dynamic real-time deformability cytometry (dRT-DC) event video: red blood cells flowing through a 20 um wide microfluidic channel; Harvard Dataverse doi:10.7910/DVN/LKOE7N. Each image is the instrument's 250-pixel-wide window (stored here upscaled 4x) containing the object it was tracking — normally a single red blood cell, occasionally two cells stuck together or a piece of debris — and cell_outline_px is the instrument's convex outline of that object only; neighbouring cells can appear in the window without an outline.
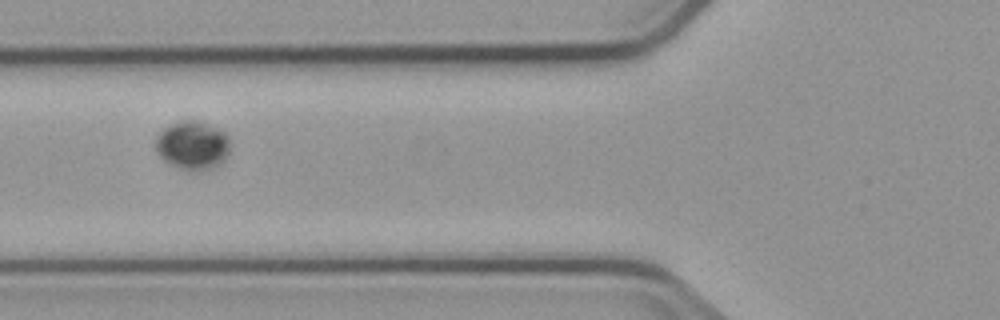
{"species": "common noctule bat (a hibernating species)", "species_latin": "Nyctalus noctula", "temperature_condition": "cold", "stored_images_in_passage": 8, "camera_frame_rate_fps": 3000, "um_per_image_px": 0.085, "animal": {"sex": "male", "body_mass_g": 23.1, "forearm_length_mm": 52.7}, "frame": {"image": 1, "passage_image": 3, "time_ms": 2.333, "image_size_px": [1000, 320], "cell_outline_px": [[228, 152], [224, 160], [220, 164], [212, 168], [200, 172], [188, 172], [176, 168], [164, 160], [156, 152], [156, 136], [164, 128], [172, 124], [184, 120], [196, 120], [216, 128], [224, 132], [228, 136]], "centroid_in_image_um": [16.34, 12.4], "position_along_channel_um": 109.5, "area_um2": 21.21}}
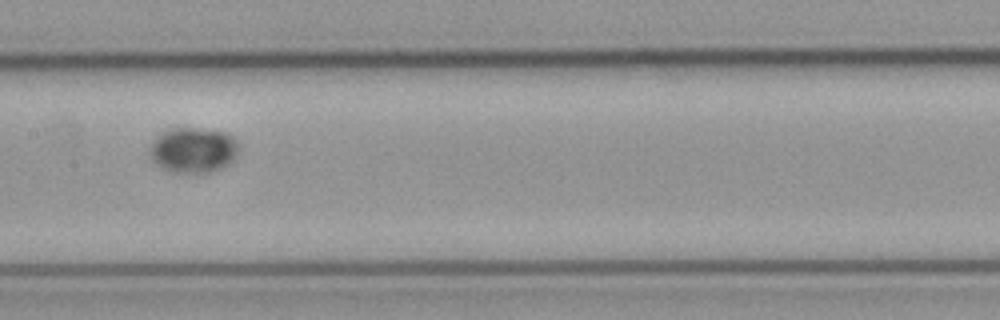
{"frame": {"image": 2, "passage_image": 5, "time_ms": 4.667, "image_size_px": [1000, 320], "cell_outline_px": [[236, 156], [228, 164], [220, 168], [208, 172], [172, 172], [156, 164], [152, 160], [148, 152], [148, 148], [164, 132], [176, 128], [192, 128], [224, 132], [232, 136], [236, 140]], "centroid_in_image_um": [16.41, 12.77], "position_along_channel_um": 191.0, "area_um2": 22.89}}
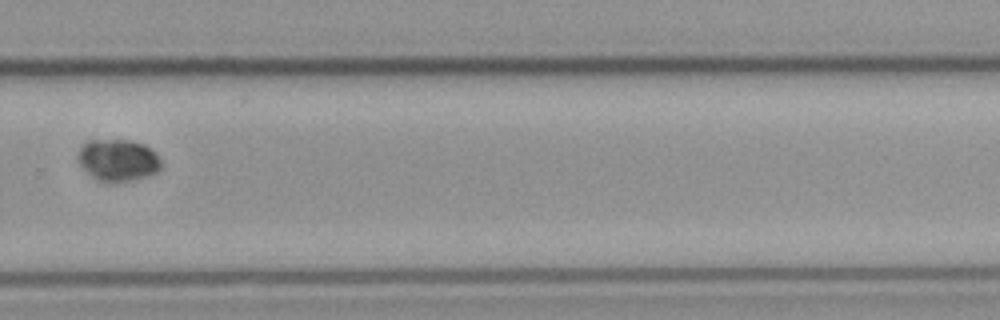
{"frame": {"image": 3, "passage_image": 8, "time_ms": 8.333, "image_size_px": [1000, 320], "cell_outline_px": [[160, 168], [156, 172], [148, 176], [116, 184], [108, 184], [96, 180], [76, 160], [76, 156], [80, 148], [88, 140], [124, 140], [144, 144], [156, 152], [160, 160]], "centroid_in_image_um": [10.0, 13.64], "position_along_channel_um": 319.8, "area_um2": 20.58}}